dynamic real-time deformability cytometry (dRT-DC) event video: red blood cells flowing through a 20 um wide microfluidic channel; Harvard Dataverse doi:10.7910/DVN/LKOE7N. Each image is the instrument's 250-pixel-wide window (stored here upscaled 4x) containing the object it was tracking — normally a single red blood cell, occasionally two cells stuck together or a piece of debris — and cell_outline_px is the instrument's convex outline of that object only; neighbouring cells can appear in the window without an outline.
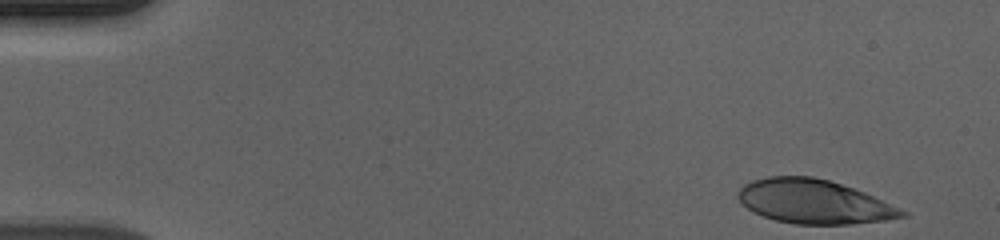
{"species": "human", "species_latin": "Homo sapiens", "temperature_condition": "cold", "stored_images_in_passage": 45, "camera_frame_rate_fps": 3000, "um_per_image_px": 0.085, "donor": {"sex": "male"}, "frame": {"image": 1, "passage_image": 1, "time_ms": 0.0, "image_size_px": [1000, 240], "cell_outline_px": [[908, 216], [884, 220], [848, 224], [796, 224], [776, 220], [764, 216], [748, 208], [736, 196], [736, 192], [744, 184], [752, 180], [768, 176], [812, 176], [828, 180], [864, 192], [908, 212]], "centroid_in_image_um": [69.16, 17.13], "position_along_channel_um": 15.8, "area_um2": 41.62}}
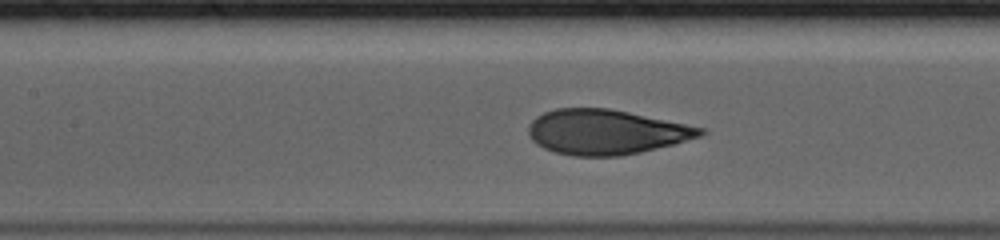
{"frame": {"image": 2, "passage_image": 23, "time_ms": 7.333, "image_size_px": [1000, 240], "cell_outline_px": [[708, 132], [700, 136], [672, 144], [640, 152], [620, 156], [572, 156], [556, 152], [544, 148], [536, 144], [528, 136], [528, 124], [536, 116], [544, 112], [556, 108], [608, 108], [628, 112], [704, 128]], "centroid_in_image_um": [51.45, 11.22], "position_along_channel_um": 155.9, "area_um2": 44.8}}
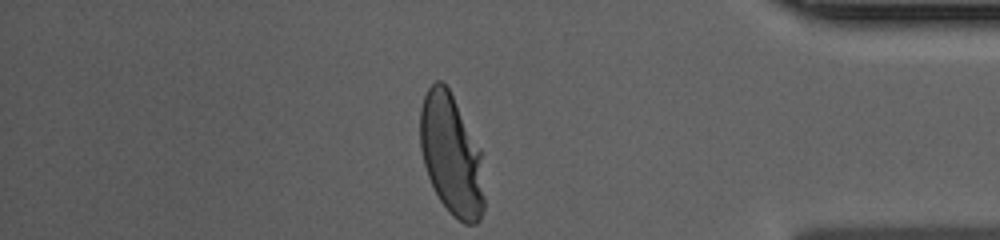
{"frame": {"image": 3, "passage_image": 45, "time_ms": 14.667, "image_size_px": [1000, 240], "cell_outline_px": [[484, 208], [480, 220], [476, 224], [464, 224], [452, 216], [440, 200], [428, 176], [424, 164], [420, 148], [420, 108], [424, 96], [428, 88], [436, 80], [440, 80], [448, 88], [480, 152], [484, 200]], "centroid_in_image_um": [38.34, 13.21], "position_along_channel_um": 396.9, "area_um2": 44.39}, "authors_computed_cell_mechanics": {"area_um2": 44.795, "velocity_mm_per_s": 3.6639, "shape_relaxation_time_tau1_ms": 3.851, "shape_relaxation_time_tau2_ms": null, "deformation_change_tau1": 0.2072, "deformation_change_tau2": null}}